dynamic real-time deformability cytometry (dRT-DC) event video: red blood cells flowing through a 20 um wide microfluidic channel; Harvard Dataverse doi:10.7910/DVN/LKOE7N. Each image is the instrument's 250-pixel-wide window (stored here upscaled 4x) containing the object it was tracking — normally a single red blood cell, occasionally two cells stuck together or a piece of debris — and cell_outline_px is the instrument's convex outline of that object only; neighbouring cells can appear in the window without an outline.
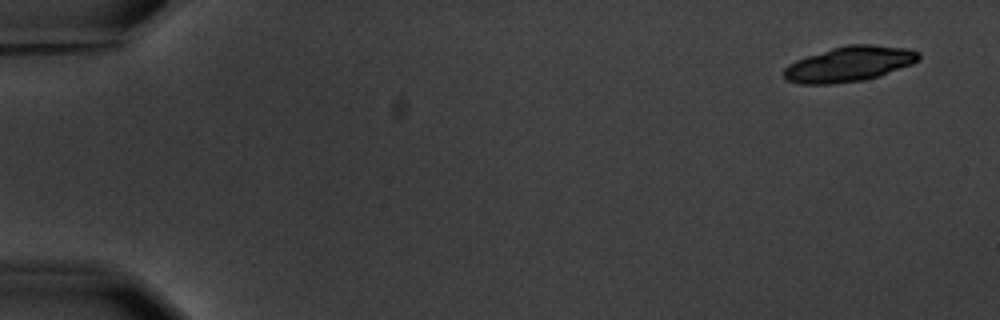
{"species": "common noctule bat (a hibernating species)", "species_latin": "Nyctalus noctula", "temperature_condition": "warm", "stored_images_in_passage": 5, "camera_frame_rate_fps": 3000, "um_per_image_px": 0.085, "animal": {"sex": "male", "body_mass_g": 20.1, "forearm_length_mm": 53.5}, "frame": {"image": 1, "passage_image": 1, "time_ms": 0.0, "image_size_px": [1000, 320], "cell_outline_px": [[920, 60], [912, 64], [880, 76], [864, 80], [832, 84], [800, 84], [788, 80], [784, 76], [784, 68], [788, 64], [796, 60], [832, 48], [848, 44], [868, 44], [904, 48], [920, 52]], "centroid_in_image_um": [72.2, 5.45], "position_along_channel_um": 12.8, "area_um2": 27.57}}